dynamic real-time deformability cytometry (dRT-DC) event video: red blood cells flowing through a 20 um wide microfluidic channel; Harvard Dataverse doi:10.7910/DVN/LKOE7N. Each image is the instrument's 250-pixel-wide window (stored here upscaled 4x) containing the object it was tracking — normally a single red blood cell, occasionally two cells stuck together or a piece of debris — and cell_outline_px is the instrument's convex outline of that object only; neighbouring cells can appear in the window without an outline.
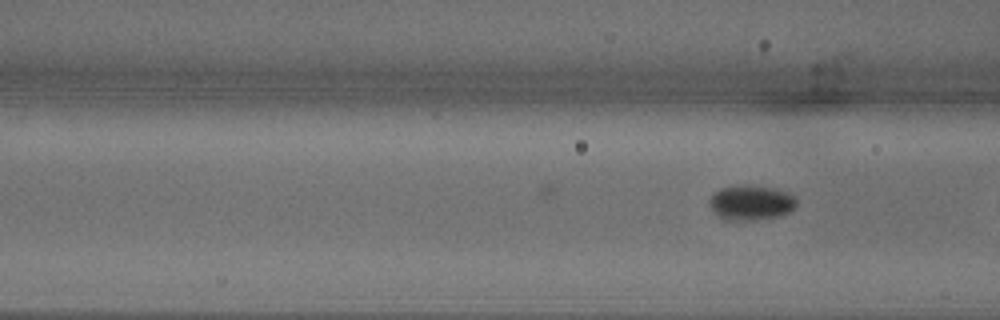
{"species": "common noctule bat (a hibernating species)", "species_latin": "Nyctalus noctula", "temperature_condition": "warm", "stored_images_in_passage": 12, "segment_of_instrument_passage": [2, 2], "camera_frame_rate_fps": 3000, "um_per_image_px": 0.085, "animal": {"sex": "male", "body_mass_g": 18.8}, "frame": {"image": 1, "passage_image": 11, "time_ms": 3.333, "image_size_px": [1000, 320], "cell_outline_px": [[796, 204], [788, 212], [776, 216], [752, 220], [724, 220], [712, 212], [708, 204], [708, 200], [720, 188], [736, 184], [752, 184], [776, 188], [788, 192], [796, 196]], "centroid_in_image_um": [63.79, 17.19], "position_along_channel_um": 102.8, "area_um2": 18.09}}